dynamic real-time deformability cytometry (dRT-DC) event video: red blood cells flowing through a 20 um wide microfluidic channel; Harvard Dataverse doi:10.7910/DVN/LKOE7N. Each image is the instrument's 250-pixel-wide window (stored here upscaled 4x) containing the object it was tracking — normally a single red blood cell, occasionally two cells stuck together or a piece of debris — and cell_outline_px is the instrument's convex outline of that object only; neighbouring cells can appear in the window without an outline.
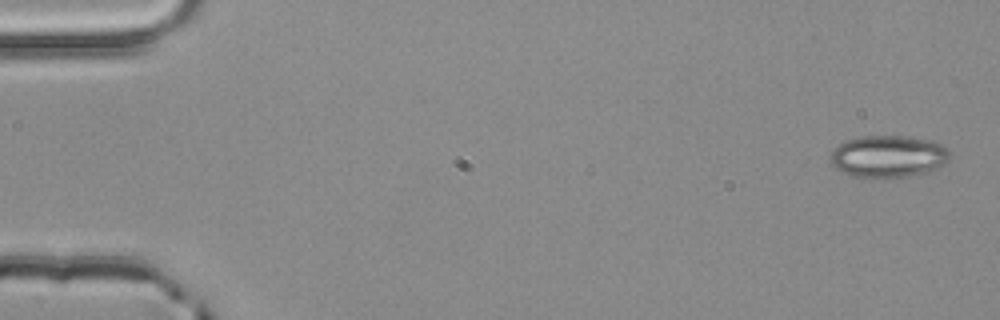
{"species": "common noctule bat (a hibernating species)", "species_latin": "Nyctalus noctula", "temperature_condition": "room temperature", "stored_images_in_passage": 4, "camera_frame_rate_fps": 3000, "um_per_image_px": 0.085, "animal": {"sex": "male", "body_mass_g": 20.4}, "frame": {"image": 1, "passage_image": 1, "time_ms": 0.0, "image_size_px": [1000, 320], "cell_outline_px": [[948, 160], [944, 164], [928, 172], [908, 176], [884, 180], [848, 176], [840, 172], [832, 164], [828, 156], [844, 140], [864, 136], [900, 136], [932, 140], [948, 148]], "centroid_in_image_um": [75.46, 13.33], "position_along_channel_um": 9.5, "area_um2": 29.82}}